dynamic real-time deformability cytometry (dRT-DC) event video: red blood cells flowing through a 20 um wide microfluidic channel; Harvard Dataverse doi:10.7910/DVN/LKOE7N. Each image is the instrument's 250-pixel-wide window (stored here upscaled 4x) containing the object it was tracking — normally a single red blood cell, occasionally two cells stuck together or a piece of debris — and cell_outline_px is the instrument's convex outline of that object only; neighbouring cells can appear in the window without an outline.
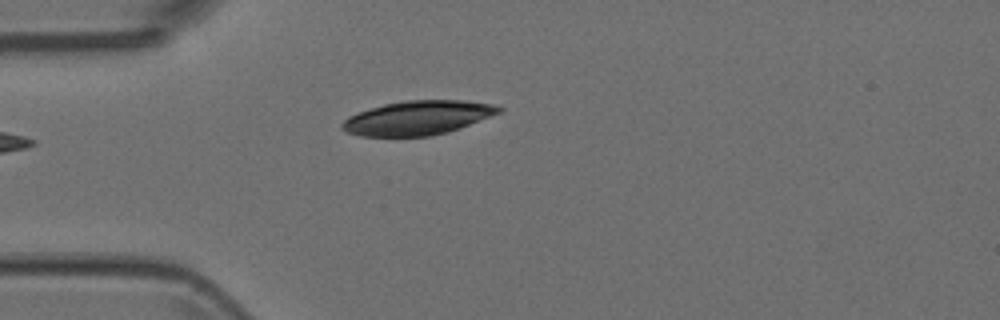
{"species": "Egyptian fruit bat (a non-hibernating species)", "species_latin": "Rousettus aegyptiacus", "temperature_condition": "room temperature", "stored_images_in_passage": 2, "camera_frame_rate_fps": 3000, "um_per_image_px": 0.085, "animal": {"sex": "female"}, "frame": {"image": 1, "passage_image": 1, "time_ms": 0.0, "image_size_px": [1000, 320], "cell_outline_px": [[504, 108], [500, 112], [460, 128], [448, 132], [428, 136], [360, 136], [348, 132], [340, 128], [340, 124], [348, 116], [384, 104], [404, 100], [464, 100], [492, 104]], "centroid_in_image_um": [35.49, 10.01], "position_along_channel_um": 49.5, "area_um2": 30.98}}